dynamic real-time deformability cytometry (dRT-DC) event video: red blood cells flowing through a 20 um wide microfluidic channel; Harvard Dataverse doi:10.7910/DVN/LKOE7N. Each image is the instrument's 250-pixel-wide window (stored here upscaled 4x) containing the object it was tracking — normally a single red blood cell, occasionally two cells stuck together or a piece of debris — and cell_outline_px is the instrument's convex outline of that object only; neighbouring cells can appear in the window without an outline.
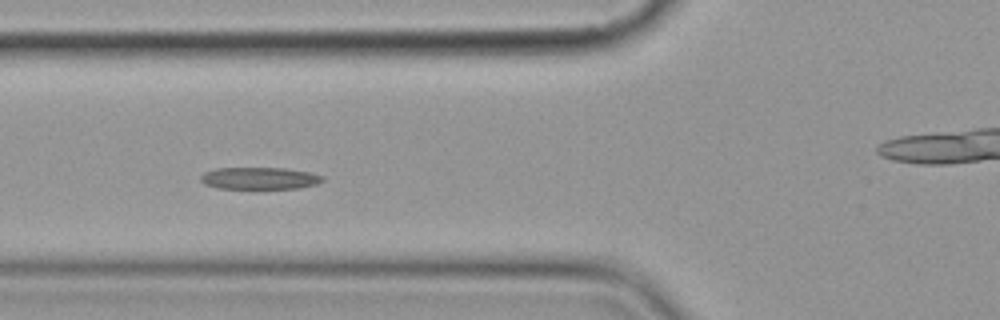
{"species": "common noctule bat (a hibernating species)", "species_latin": "Nyctalus noctula", "temperature_condition": "cold", "stored_images_in_passage": 7, "camera_frame_rate_fps": 3000, "um_per_image_px": 0.085, "animal": {"sex": "female", "body_mass_g": 19.9}, "frame": {"image": 1, "passage_image": 5, "time_ms": 4.667, "image_size_px": [1000, 320], "cell_outline_px": [[324, 180], [316, 184], [300, 188], [216, 188], [204, 184], [200, 180], [200, 176], [204, 172], [216, 168], [284, 168], [312, 172], [324, 176]], "centroid_in_image_um": [22.07, 15.14], "position_along_channel_um": 103.7, "area_um2": 15.72}}
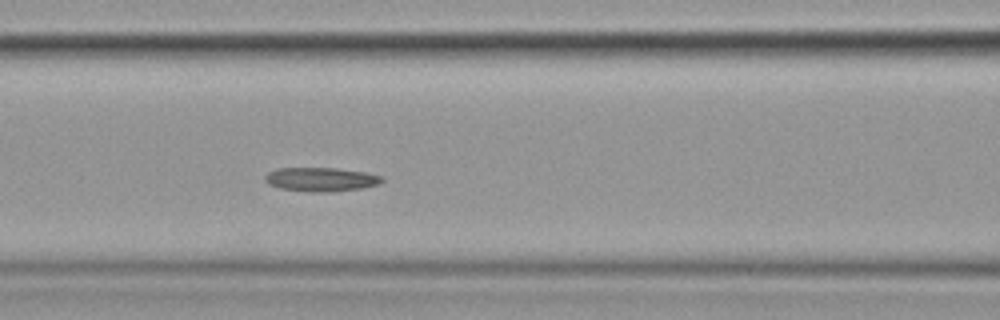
{"frame": {"image": 2, "passage_image": 6, "time_ms": 5.667, "image_size_px": [1000, 320], "cell_outline_px": [[384, 180], [380, 184], [360, 188], [332, 192], [308, 192], [280, 188], [268, 184], [264, 180], [264, 176], [268, 172], [276, 168], [336, 168], [364, 172], [384, 176]], "centroid_in_image_um": [27.27, 15.25], "position_along_channel_um": 139.3, "area_um2": 16.47}}